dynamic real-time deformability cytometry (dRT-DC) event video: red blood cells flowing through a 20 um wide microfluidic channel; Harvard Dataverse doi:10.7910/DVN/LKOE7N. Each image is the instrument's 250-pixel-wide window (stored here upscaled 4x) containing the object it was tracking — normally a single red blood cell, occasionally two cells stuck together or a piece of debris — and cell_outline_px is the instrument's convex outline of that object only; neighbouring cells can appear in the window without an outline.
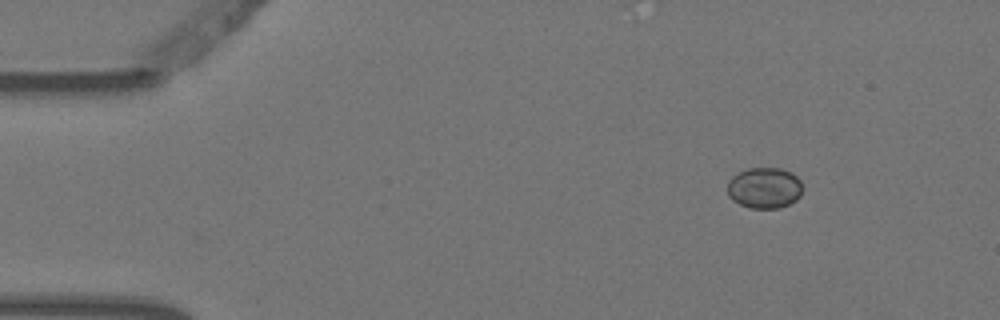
{"species": "Egyptian fruit bat (a non-hibernating species)", "species_latin": "Rousettus aegyptiacus", "temperature_condition": "warm", "stored_images_in_passage": 3, "camera_frame_rate_fps": 3000, "um_per_image_px": 0.085, "animal": {"sex": "female"}, "frame": {"image": 1, "passage_image": 1, "time_ms": 0.0, "image_size_px": [1000, 320], "cell_outline_px": [[800, 196], [796, 200], [780, 208], [748, 208], [732, 200], [728, 196], [728, 180], [732, 176], [748, 168], [780, 168], [792, 172], [800, 180]], "centroid_in_image_um": [64.95, 15.97], "position_along_channel_um": 20.0, "area_um2": 17.92}}